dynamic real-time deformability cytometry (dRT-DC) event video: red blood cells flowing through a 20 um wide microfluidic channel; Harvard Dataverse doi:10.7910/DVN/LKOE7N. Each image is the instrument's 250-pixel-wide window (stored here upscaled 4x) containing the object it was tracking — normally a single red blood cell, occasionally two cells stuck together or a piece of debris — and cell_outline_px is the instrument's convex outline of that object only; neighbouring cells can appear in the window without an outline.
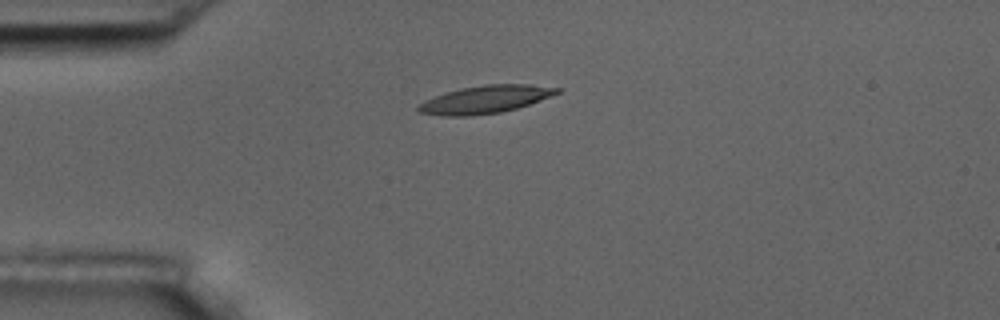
{"species": "common noctule bat (a hibernating species)", "species_latin": "Nyctalus noctula", "temperature_condition": "room temperature", "stored_images_in_passage": 7, "camera_frame_rate_fps": 3000, "um_per_image_px": 0.085, "animal": {"sex": "male", "body_mass_g": 17.5, "forearm_length_mm": 52.3}, "frame": {"image": 1, "passage_image": 4, "time_ms": 3.667, "image_size_px": [1000, 320], "cell_outline_px": [[564, 88], [560, 92], [540, 100], [516, 108], [500, 112], [468, 116], [444, 116], [420, 112], [416, 108], [424, 100], [444, 92], [460, 88], [484, 84], [528, 84]], "centroid_in_image_um": [41.24, 8.43], "position_along_channel_um": 43.8, "area_um2": 22.37}}